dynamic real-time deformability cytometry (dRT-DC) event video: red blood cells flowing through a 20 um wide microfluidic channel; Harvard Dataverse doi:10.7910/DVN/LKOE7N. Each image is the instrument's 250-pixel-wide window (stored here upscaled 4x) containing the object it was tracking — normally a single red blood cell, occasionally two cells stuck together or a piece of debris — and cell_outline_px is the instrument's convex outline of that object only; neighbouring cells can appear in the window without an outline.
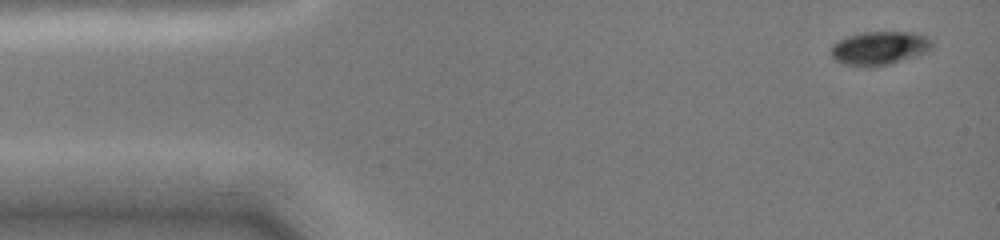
{"species": "common noctule bat (a hibernating species)", "species_latin": "Nyctalus noctula", "temperature_condition": "cold", "stored_images_in_passage": 5, "camera_frame_rate_fps": 3000, "um_per_image_px": 0.085, "animal": {"sex": "female", "body_mass_g": 19.0, "forearm_length_mm": 51.5}, "frame": {"image": 1, "passage_image": 1, "time_ms": 0.0, "image_size_px": [1000, 240], "cell_outline_px": [[936, 48], [928, 52], [916, 56], [888, 64], [868, 68], [844, 64], [836, 60], [832, 56], [832, 44], [848, 36], [864, 32], [912, 32], [924, 36], [932, 40]], "centroid_in_image_um": [74.81, 4.1], "position_along_channel_um": 10.2, "area_um2": 19.88}}
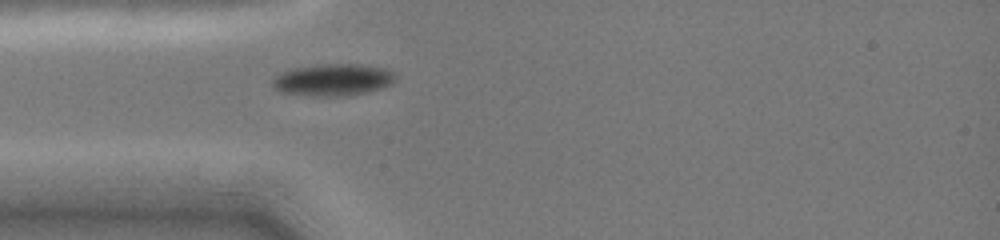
{"frame": {"image": 2, "passage_image": 5, "time_ms": 3.667, "image_size_px": [1000, 240], "cell_outline_px": [[396, 80], [392, 84], [368, 92], [348, 96], [312, 96], [280, 92], [272, 84], [272, 80], [276, 76], [292, 68], [324, 64], [356, 64], [384, 68], [392, 72], [396, 76]], "centroid_in_image_um": [28.32, 6.79], "position_along_channel_um": 56.7, "area_um2": 22.83}}